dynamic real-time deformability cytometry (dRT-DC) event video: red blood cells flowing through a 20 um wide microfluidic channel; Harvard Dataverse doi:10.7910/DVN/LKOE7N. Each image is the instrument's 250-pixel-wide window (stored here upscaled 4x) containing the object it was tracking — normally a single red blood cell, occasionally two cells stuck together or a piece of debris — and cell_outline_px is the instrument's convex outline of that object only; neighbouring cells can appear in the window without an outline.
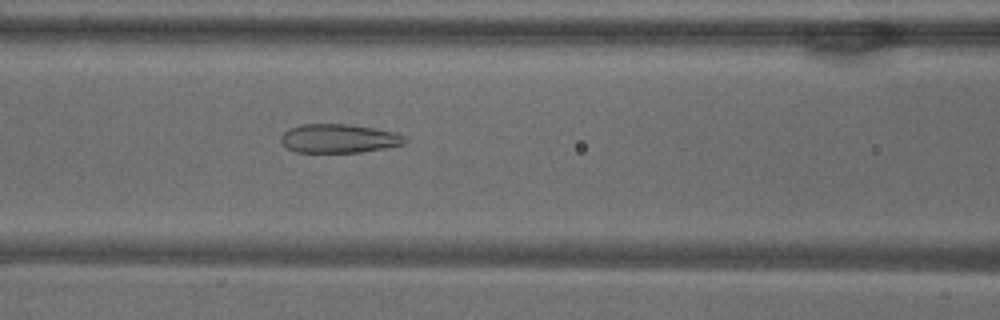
{"species": "common noctule bat (a hibernating species)", "species_latin": "Nyctalus noctula", "temperature_condition": "warm", "stored_images_in_passage": 54, "camera_frame_rate_fps": 3000, "um_per_image_px": 0.085, "animal": {"sex": "male", "body_mass_g": 18.8}, "frame": {"image": 1, "passage_image": 23, "time_ms": 7.333, "image_size_px": [1000, 320], "cell_outline_px": [[408, 140], [404, 144], [384, 148], [360, 152], [296, 152], [288, 148], [280, 140], [280, 136], [288, 128], [300, 124], [352, 124], [396, 132], [404, 136]], "centroid_in_image_um": [28.8, 11.76], "position_along_channel_um": 137.8, "area_um2": 20.92}}
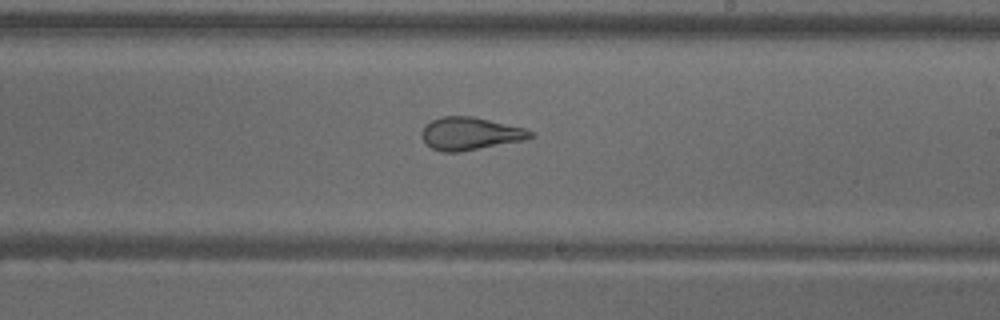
{"frame": {"image": 2, "passage_image": 32, "time_ms": 10.333, "image_size_px": [1000, 320], "cell_outline_px": [[536, 136], [524, 140], [460, 152], [444, 152], [432, 148], [420, 136], [420, 132], [424, 124], [440, 116], [472, 116], [524, 128], [532, 132]], "centroid_in_image_um": [39.93, 11.35], "position_along_channel_um": 249.1, "area_um2": 20.75}}
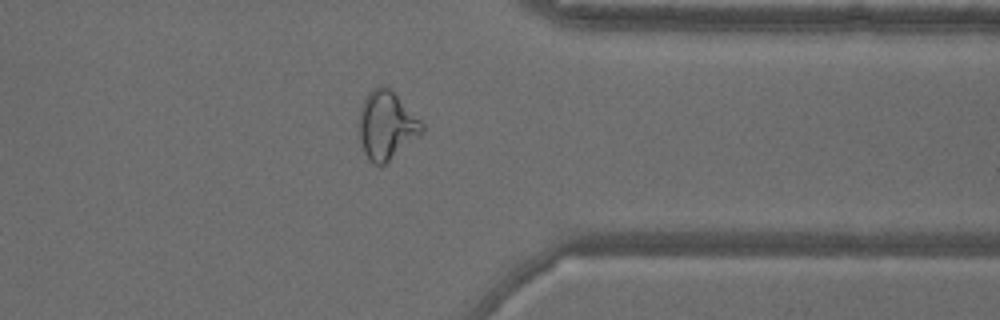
{"frame": {"image": 3, "passage_image": 43, "time_ms": 14.0, "image_size_px": [1000, 320], "cell_outline_px": [[424, 132], [384, 164], [376, 164], [368, 160], [364, 152], [360, 140], [360, 108], [364, 96], [372, 88], [380, 84], [388, 88], [424, 124]], "centroid_in_image_um": [32.83, 10.64], "position_along_channel_um": 378.6, "area_um2": 24.57}, "authors_computed_cell_mechanics": {"area_um2": 25.5765, "velocity_mm_per_s": 3.7197, "shape_relaxation_time_tau1_ms": null, "shape_relaxation_time_tau2_ms": 1.2818, "deformation_change_tau1": null, "deformation_change_tau2": 0.0943}}